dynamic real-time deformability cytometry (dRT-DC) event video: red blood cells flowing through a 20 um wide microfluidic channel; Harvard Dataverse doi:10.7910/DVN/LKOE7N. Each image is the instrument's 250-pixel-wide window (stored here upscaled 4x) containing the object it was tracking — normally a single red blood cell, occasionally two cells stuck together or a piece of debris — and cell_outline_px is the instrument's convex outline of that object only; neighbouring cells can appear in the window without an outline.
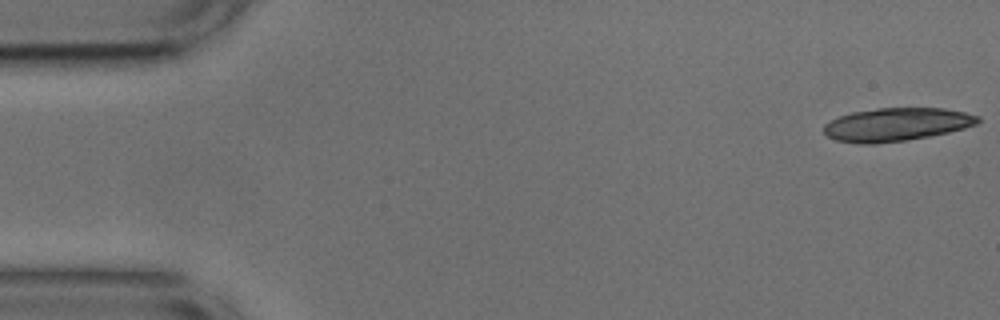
{"species": "common noctule bat (a hibernating species)", "species_latin": "Nyctalus noctula", "temperature_condition": "cold", "stored_images_in_passage": 16, "camera_frame_rate_fps": 3000, "um_per_image_px": 0.085, "animal": {"sex": "male", "body_mass_g": 17.9, "forearm_length_mm": 54.2}, "frame": {"image": 1, "passage_image": 1, "time_ms": 0.0, "image_size_px": [1000, 320], "cell_outline_px": [[980, 120], [976, 124], [964, 128], [948, 132], [928, 136], [904, 140], [876, 144], [860, 144], [836, 140], [828, 136], [824, 132], [824, 124], [840, 116], [852, 112], [876, 108], [944, 108], [964, 112], [980, 116]], "centroid_in_image_um": [76.2, 10.58], "position_along_channel_um": 8.8, "area_um2": 29.65}}